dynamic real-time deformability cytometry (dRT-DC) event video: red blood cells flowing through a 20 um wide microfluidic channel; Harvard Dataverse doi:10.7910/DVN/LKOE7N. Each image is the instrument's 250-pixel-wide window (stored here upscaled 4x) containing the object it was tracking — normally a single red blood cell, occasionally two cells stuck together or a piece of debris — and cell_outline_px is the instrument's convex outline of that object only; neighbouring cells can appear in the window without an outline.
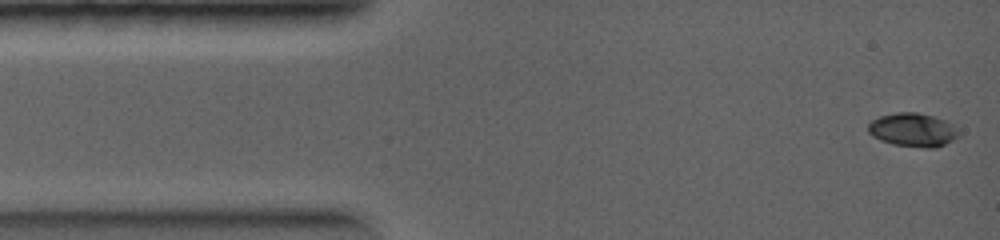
{"species": "common noctule bat (a hibernating species)", "species_latin": "Nyctalus noctula", "temperature_condition": "warm", "stored_images_in_passage": 7, "camera_frame_rate_fps": 5000, "um_per_image_px": 0.085, "animal": {"sex": "female", "body_mass_g": 19.0, "forearm_length_mm": 56.7}, "frame": {"image": 1, "passage_image": 1, "time_ms": 0.0, "image_size_px": [1000, 240], "cell_outline_px": [[960, 136], [936, 148], [924, 148], [892, 144], [880, 140], [872, 136], [868, 132], [868, 124], [872, 120], [880, 116], [896, 112], [916, 112], [936, 116], [956, 124], [960, 132]], "centroid_in_image_um": [77.64, 11.03], "position_along_channel_um": 7.4, "area_um2": 18.15}}